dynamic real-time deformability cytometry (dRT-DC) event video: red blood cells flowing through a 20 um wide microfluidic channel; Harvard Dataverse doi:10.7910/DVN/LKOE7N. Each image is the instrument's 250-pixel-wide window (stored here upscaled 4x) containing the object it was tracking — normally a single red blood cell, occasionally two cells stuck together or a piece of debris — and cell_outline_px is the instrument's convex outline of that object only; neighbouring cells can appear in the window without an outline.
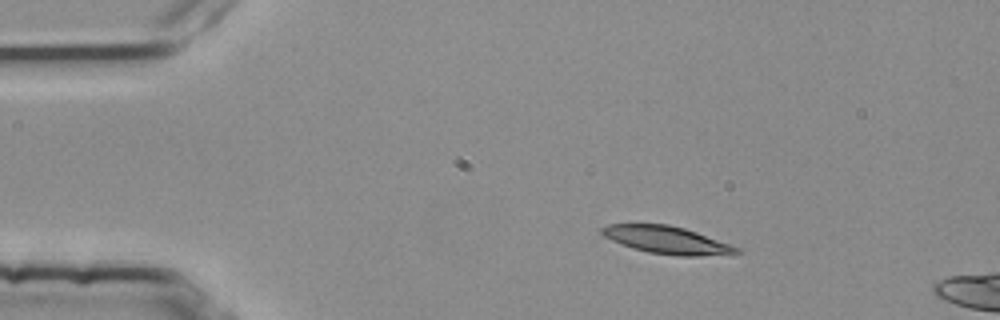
{"species": "common noctule bat (a hibernating species)", "species_latin": "Nyctalus noctula", "temperature_condition": "room temperature", "stored_images_in_passage": 7, "camera_frame_rate_fps": 3000, "um_per_image_px": 0.085, "animal": {"sex": "female", "body_mass_g": 25.1}, "frame": {"image": 1, "passage_image": 1, "time_ms": 0.0, "image_size_px": [1000, 320], "cell_outline_px": [[740, 252], [700, 256], [676, 256], [648, 252], [632, 248], [620, 244], [604, 236], [600, 232], [600, 228], [608, 224], [668, 224], [684, 228], [696, 232], [740, 248]], "centroid_in_image_um": [56.62, 20.39], "position_along_channel_um": 28.4, "area_um2": 21.39}}